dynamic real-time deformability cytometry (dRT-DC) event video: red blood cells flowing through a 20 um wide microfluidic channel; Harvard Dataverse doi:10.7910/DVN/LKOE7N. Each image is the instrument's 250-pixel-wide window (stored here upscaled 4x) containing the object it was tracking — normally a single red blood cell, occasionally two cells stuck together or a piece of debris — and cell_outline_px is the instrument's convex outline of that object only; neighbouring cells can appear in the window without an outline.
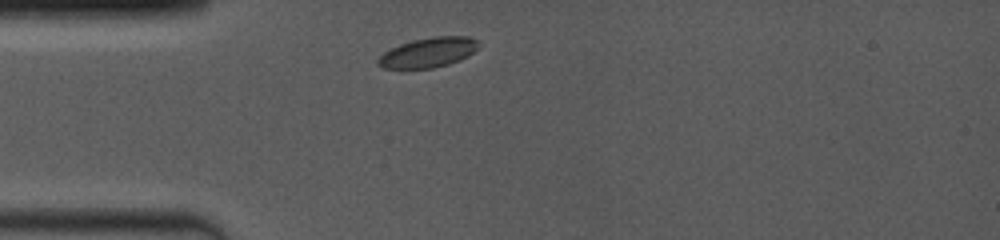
{"species": "common noctule bat (a hibernating species)", "species_latin": "Nyctalus noctula", "temperature_condition": "room temperature", "stored_images_in_passage": 3, "camera_frame_rate_fps": 4000, "um_per_image_px": 0.085, "animal": {"sex": "female", "body_mass_g": 19.0, "forearm_length_mm": 53.3}, "frame": {"image": 1, "passage_image": 1, "time_ms": 0.0, "image_size_px": [1000, 240], "cell_outline_px": [[480, 44], [468, 56], [460, 60], [448, 64], [432, 68], [384, 68], [376, 64], [376, 60], [384, 52], [400, 44], [412, 40], [432, 36], [468, 36], [480, 40]], "centroid_in_image_um": [36.42, 4.45], "position_along_channel_um": 48.6, "area_um2": 17.51}}
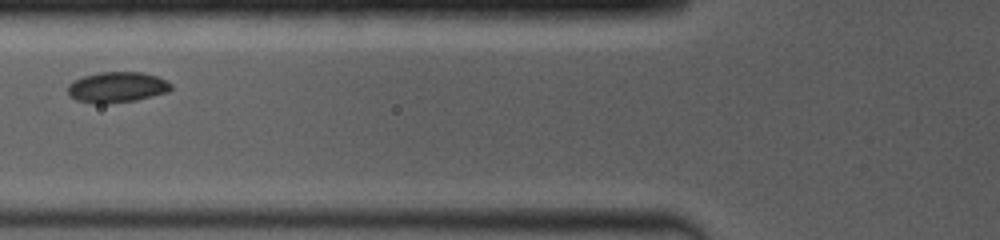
{"frame": {"image": 2, "passage_image": 3, "time_ms": 2.0, "image_size_px": [1000, 240], "cell_outline_px": [[172, 88], [168, 92], [136, 100], [108, 104], [96, 104], [76, 100], [68, 96], [68, 84], [84, 76], [100, 72], [140, 72], [156, 76], [172, 84]], "centroid_in_image_um": [9.93, 7.43], "position_along_channel_um": 115.9, "area_um2": 18.44}}